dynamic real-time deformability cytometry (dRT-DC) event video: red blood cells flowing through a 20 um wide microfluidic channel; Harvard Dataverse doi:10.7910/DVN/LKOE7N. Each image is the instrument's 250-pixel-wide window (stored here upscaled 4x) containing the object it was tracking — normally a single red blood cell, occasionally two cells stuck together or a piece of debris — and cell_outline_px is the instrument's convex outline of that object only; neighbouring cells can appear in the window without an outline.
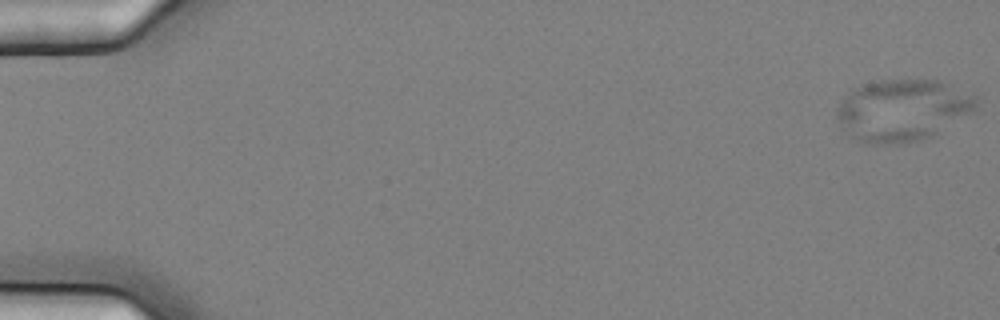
{"species": "common noctule bat (a hibernating species)", "species_latin": "Nyctalus noctula", "temperature_condition": "cold", "stored_images_in_passage": 10, "camera_frame_rate_fps": 3000, "um_per_image_px": 0.085, "animal": {"sex": "female", "body_mass_g": 25.1}, "frame": {"image": 1, "passage_image": 1, "time_ms": 0.0, "image_size_px": [1000, 320], "cell_outline_px": [[976, 108], [972, 112], [932, 136], [900, 144], [864, 144], [852, 140], [848, 136], [836, 116], [836, 108], [848, 92], [860, 84], [880, 80], [936, 80], [948, 84], [976, 96]], "centroid_in_image_um": [76.65, 9.38], "position_along_channel_um": 8.4, "area_um2": 50.23}}